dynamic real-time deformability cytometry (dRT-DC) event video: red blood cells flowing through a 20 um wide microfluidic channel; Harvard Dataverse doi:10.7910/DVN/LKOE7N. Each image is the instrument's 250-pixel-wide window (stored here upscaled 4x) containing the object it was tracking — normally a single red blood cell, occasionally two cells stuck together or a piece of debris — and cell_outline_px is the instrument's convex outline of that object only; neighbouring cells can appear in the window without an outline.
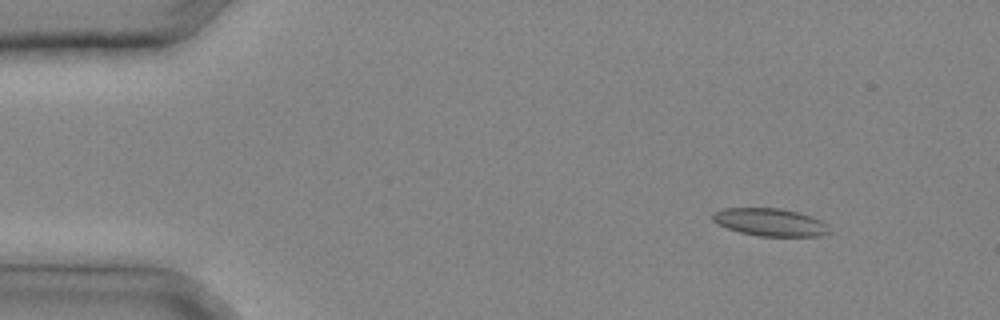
{"species": "common noctule bat (a hibernating species)", "species_latin": "Nyctalus noctula", "temperature_condition": "cold", "stored_images_in_passage": 31, "camera_frame_rate_fps": 3000, "um_per_image_px": 0.085, "animal": {"sex": "male", "body_mass_g": 20.4}, "frame": {"image": 1, "passage_image": 3, "time_ms": 0.667, "image_size_px": [1000, 320], "cell_outline_px": [[832, 232], [820, 236], [760, 236], [740, 232], [716, 224], [712, 220], [712, 212], [724, 208], [780, 208], [812, 216], [828, 224]], "centroid_in_image_um": [65.47, 18.89], "position_along_channel_um": 19.5, "area_um2": 18.96}}
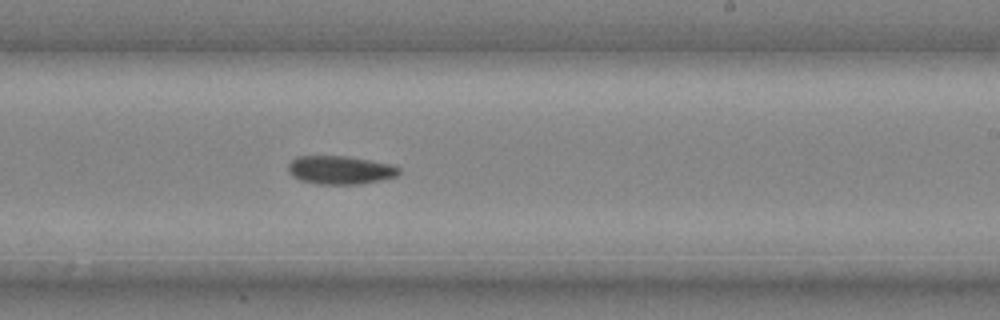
{"frame": {"image": 2, "passage_image": 19, "time_ms": 6.0, "image_size_px": [1000, 320], "cell_outline_px": [[400, 172], [396, 176], [380, 180], [356, 184], [320, 184], [300, 180], [292, 176], [288, 172], [288, 164], [296, 156], [348, 156], [392, 164], [400, 168]], "centroid_in_image_um": [28.9, 14.44], "position_along_channel_um": 260.1, "area_um2": 18.32}}
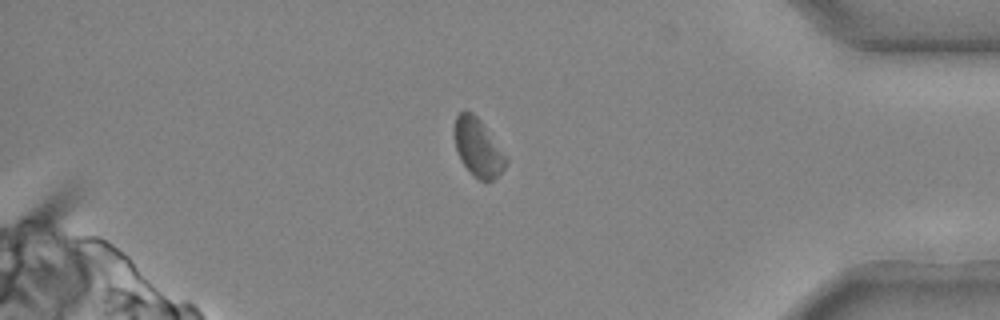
{"frame": {"image": 3, "passage_image": 27, "time_ms": 8.667, "image_size_px": [1000, 320], "cell_outline_px": [[508, 164], [500, 176], [492, 180], [480, 180], [464, 164], [456, 148], [452, 132], [456, 116], [464, 108], [472, 112], [480, 120], [508, 156]], "centroid_in_image_um": [40.66, 12.5], "position_along_channel_um": 394.5, "area_um2": 17.63}}